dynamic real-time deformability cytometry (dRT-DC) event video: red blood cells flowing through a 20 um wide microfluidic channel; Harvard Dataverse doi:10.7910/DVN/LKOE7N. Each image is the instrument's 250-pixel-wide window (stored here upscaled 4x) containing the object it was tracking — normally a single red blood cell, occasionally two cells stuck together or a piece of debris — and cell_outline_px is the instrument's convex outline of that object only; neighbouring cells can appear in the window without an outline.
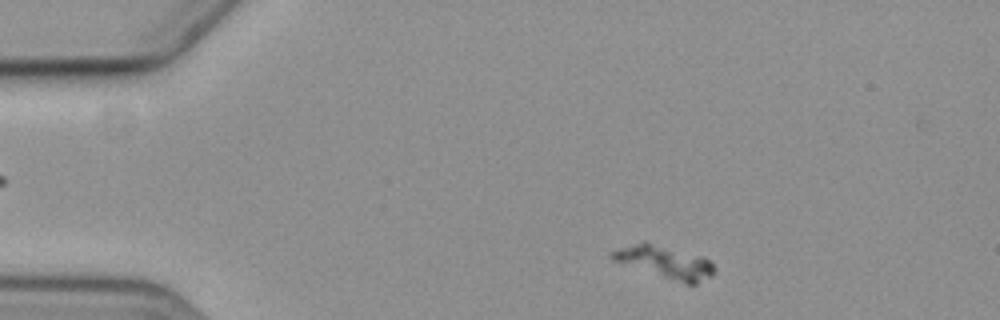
{"species": "common noctule bat (a hibernating species)", "species_latin": "Nyctalus noctula", "temperature_condition": "cold", "stored_images_in_passage": 4, "camera_frame_rate_fps": 3000, "um_per_image_px": 0.085, "animal": {"sex": "female", "body_mass_g": 19.3, "forearm_length_mm": 54.1}, "frame": {"image": 1, "passage_image": 1, "time_ms": 0.0, "image_size_px": [1000, 320], "cell_outline_px": [[716, 268], [712, 276], [696, 284], [684, 284], [612, 260], [608, 256], [608, 252], [644, 240], [704, 256]], "centroid_in_image_um": [56.53, 22.26], "position_along_channel_um": 28.5, "area_um2": 19.59}}